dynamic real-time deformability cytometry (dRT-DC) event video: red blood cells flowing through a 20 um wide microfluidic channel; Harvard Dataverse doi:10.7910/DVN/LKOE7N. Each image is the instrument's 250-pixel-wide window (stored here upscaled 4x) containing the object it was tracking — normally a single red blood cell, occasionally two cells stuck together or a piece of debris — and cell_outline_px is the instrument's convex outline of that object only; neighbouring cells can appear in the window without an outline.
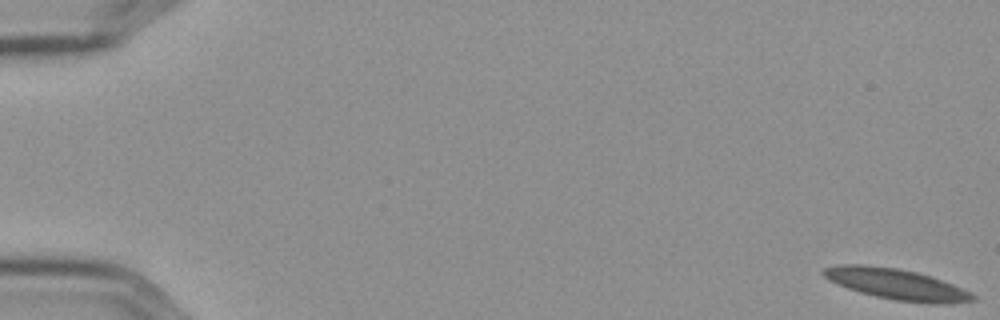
{"species": "Egyptian fruit bat (a non-hibernating species)", "species_latin": "Rousettus aegyptiacus", "temperature_condition": "cold", "stored_images_in_passage": 58, "camera_frame_rate_fps": 3000, "um_per_image_px": 0.085, "frame": {"image": 1, "passage_image": 1, "time_ms": 0.0, "image_size_px": [1000, 320], "cell_outline_px": [[976, 300], [952, 304], [932, 304], [896, 300], [876, 296], [860, 292], [848, 288], [828, 280], [820, 272], [824, 268], [840, 264], [860, 264], [896, 268], [916, 272], [952, 284], [976, 296]], "centroid_in_image_um": [76.18, 24.16], "position_along_channel_um": 8.8, "area_um2": 26.53}}
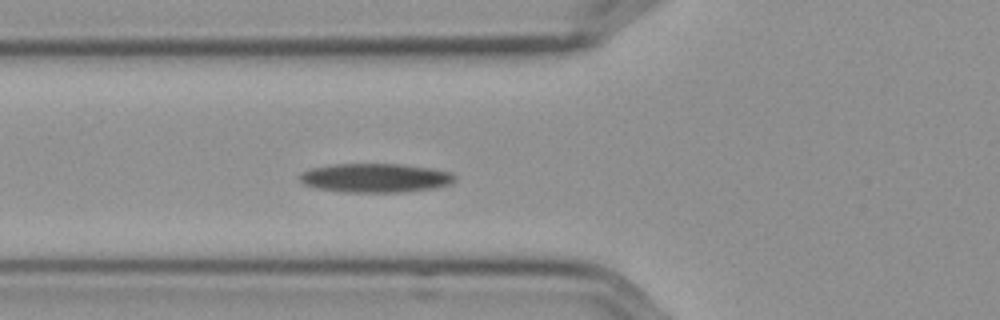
{"frame": {"image": 2, "passage_image": 22, "time_ms": 7.0, "image_size_px": [1000, 320], "cell_outline_px": [[456, 180], [452, 184], [432, 188], [400, 192], [344, 192], [316, 188], [304, 184], [300, 180], [300, 176], [304, 172], [312, 168], [336, 164], [400, 164], [432, 168], [452, 172], [456, 176]], "centroid_in_image_um": [31.96, 15.12], "position_along_channel_um": 93.8, "area_um2": 26.13}}
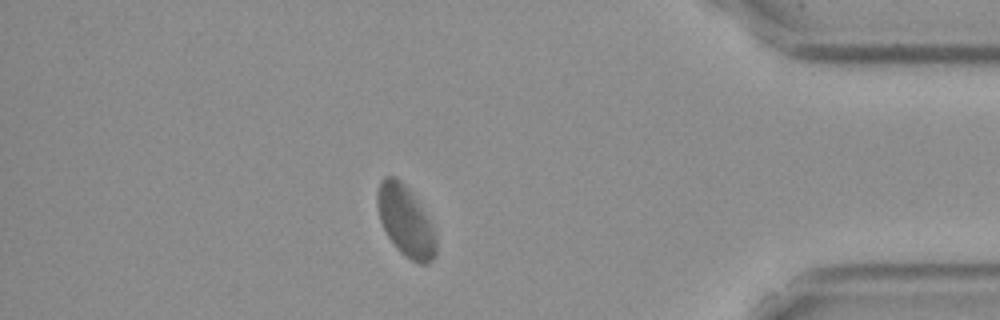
{"frame": {"image": 3, "passage_image": 51, "time_ms": 16.667, "image_size_px": [1000, 320], "cell_outline_px": [[436, 252], [432, 260], [428, 264], [420, 264], [404, 256], [396, 248], [388, 236], [380, 220], [376, 200], [376, 192], [380, 180], [384, 176], [396, 176], [412, 192], [432, 224], [436, 240]], "centroid_in_image_um": [34.46, 18.77], "position_along_channel_um": 400.7, "area_um2": 24.28}, "authors_computed_cell_mechanics": {"area_um2": 25.3453, "velocity_mm_per_s": 3.5158, "shape_relaxation_time_tau1_ms": null, "shape_relaxation_time_tau2_ms": 3.8497, "deformation_change_tau1": null, "deformation_change_tau2": 0.0722}}